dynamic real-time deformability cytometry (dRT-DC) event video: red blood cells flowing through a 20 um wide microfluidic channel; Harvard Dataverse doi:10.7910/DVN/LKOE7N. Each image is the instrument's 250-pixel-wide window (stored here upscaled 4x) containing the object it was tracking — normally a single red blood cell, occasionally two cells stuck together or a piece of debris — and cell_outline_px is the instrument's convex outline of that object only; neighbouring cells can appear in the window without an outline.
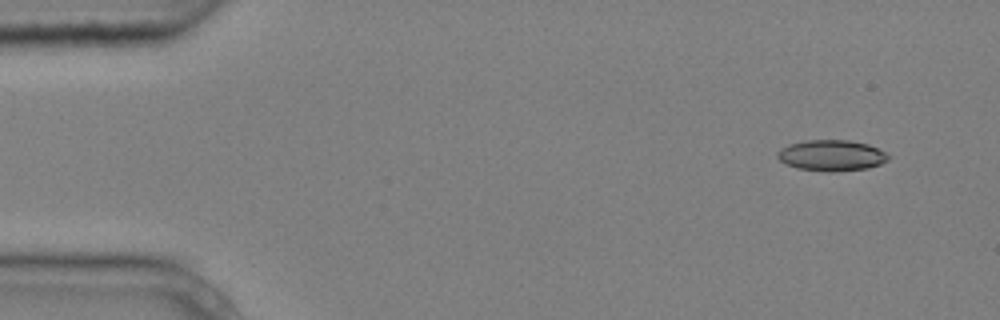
{"species": "common noctule bat (a hibernating species)", "species_latin": "Nyctalus noctula", "temperature_condition": "cold", "stored_images_in_passage": 4, "camera_frame_rate_fps": 3000, "um_per_image_px": 0.085, "animal": {"sex": "male", "body_mass_g": 20.4}, "frame": {"image": 1, "passage_image": 1, "time_ms": 0.0, "image_size_px": [1000, 320], "cell_outline_px": [[892, 156], [888, 160], [880, 164], [868, 168], [832, 172], [828, 172], [796, 168], [784, 164], [776, 156], [776, 152], [780, 148], [788, 144], [804, 140], [848, 140], [868, 144]], "centroid_in_image_um": [70.64, 13.21], "position_along_channel_um": 14.4, "area_um2": 20.23}}
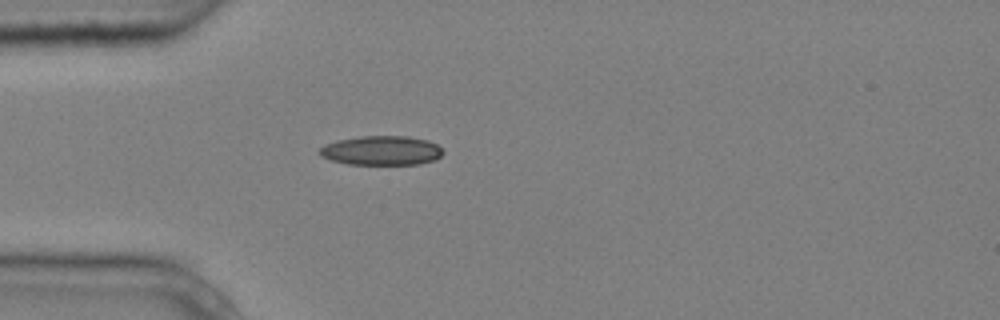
{"frame": {"image": 2, "passage_image": 4, "time_ms": 1.0, "image_size_px": [1000, 320], "cell_outline_px": [[444, 152], [440, 156], [432, 160], [420, 164], [348, 164], [332, 160], [320, 156], [316, 152], [324, 144], [336, 140], [360, 136], [408, 136], [428, 140], [436, 144]], "centroid_in_image_um": [32.38, 12.78], "position_along_channel_um": 52.6, "area_um2": 21.15}}